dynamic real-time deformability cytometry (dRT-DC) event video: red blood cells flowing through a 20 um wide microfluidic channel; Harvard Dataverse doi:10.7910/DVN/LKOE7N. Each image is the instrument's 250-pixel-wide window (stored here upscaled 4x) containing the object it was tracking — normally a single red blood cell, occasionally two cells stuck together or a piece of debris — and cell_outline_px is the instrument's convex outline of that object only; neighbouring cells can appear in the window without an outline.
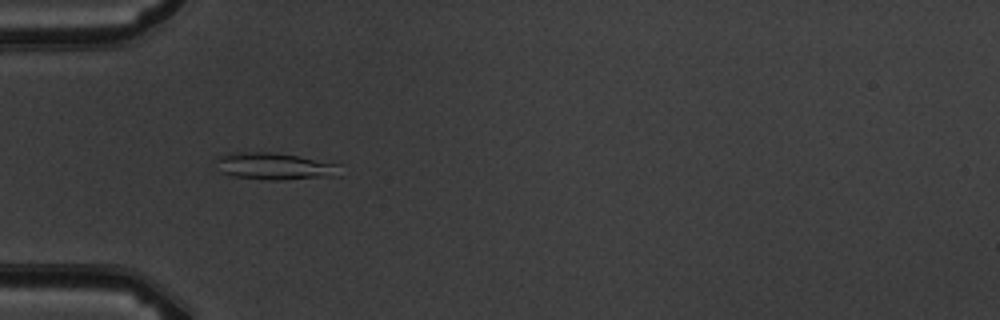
{"species": "common noctule bat (a hibernating species)", "species_latin": "Nyctalus noctula", "temperature_condition": "warm", "stored_images_in_passage": 5, "camera_frame_rate_fps": 3000, "um_per_image_px": 0.085, "animal": {"sex": "male", "body_mass_g": 19.5, "forearm_length_mm": 54.6}, "frame": {"image": 1, "passage_image": 5, "time_ms": 5.333, "image_size_px": [1000, 320], "cell_outline_px": [[340, 176], [284, 180], [268, 180], [232, 176], [220, 172], [216, 160], [216, 156], [228, 152], [272, 152], [296, 156], [340, 164]], "centroid_in_image_um": [23.33, 14.14], "position_along_channel_um": 61.7, "area_um2": 19.77}}